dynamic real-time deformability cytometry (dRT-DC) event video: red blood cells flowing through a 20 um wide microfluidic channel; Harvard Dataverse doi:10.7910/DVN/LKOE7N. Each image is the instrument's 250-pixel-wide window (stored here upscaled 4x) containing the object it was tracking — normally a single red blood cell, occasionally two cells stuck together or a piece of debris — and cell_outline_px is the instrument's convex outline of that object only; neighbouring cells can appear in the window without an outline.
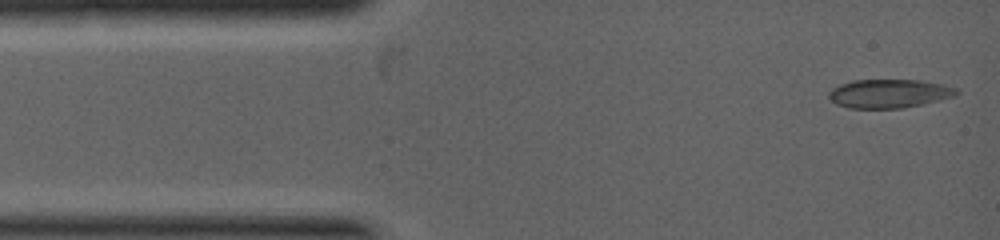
{"species": "common noctule bat (a hibernating species)", "species_latin": "Nyctalus noctula", "temperature_condition": "warm", "stored_images_in_passage": 7, "camera_frame_rate_fps": 5000, "um_per_image_px": 0.085, "animal": {"sex": "female", "body_mass_g": 19.0, "forearm_length_mm": 53.3}, "frame": {"image": 1, "passage_image": 1, "time_ms": 0.0, "image_size_px": [1000, 240], "cell_outline_px": [[960, 92], [956, 96], [940, 100], [904, 108], [848, 108], [836, 104], [828, 96], [828, 92], [832, 88], [840, 84], [852, 80], [920, 80], [944, 84], [956, 88]], "centroid_in_image_um": [75.59, 7.95], "position_along_channel_um": 9.4, "area_um2": 21.5}}
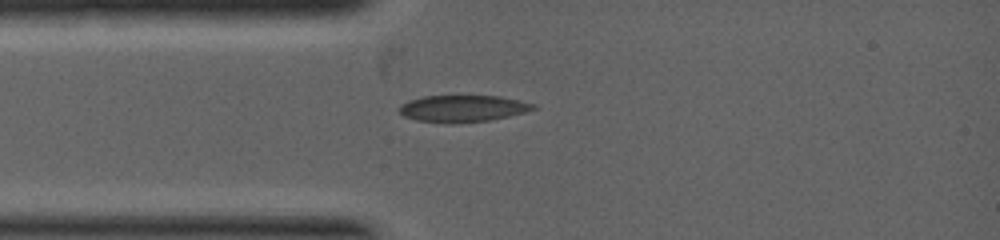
{"frame": {"image": 2, "passage_image": 4, "time_ms": 1.4, "image_size_px": [1000, 240], "cell_outline_px": [[536, 108], [524, 112], [508, 116], [488, 120], [452, 124], [416, 120], [404, 116], [396, 108], [400, 104], [408, 100], [424, 96], [500, 96], [520, 100], [536, 104]], "centroid_in_image_um": [39.29, 9.22], "position_along_channel_um": 45.7, "area_um2": 20.98}}
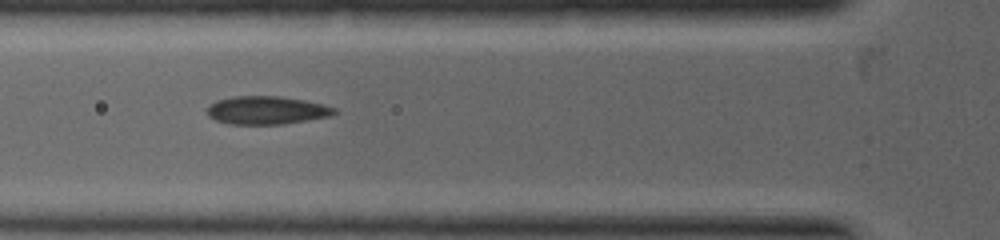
{"frame": {"image": 3, "passage_image": 6, "time_ms": 2.2, "image_size_px": [1000, 240], "cell_outline_px": [[340, 112], [332, 116], [280, 124], [228, 124], [216, 120], [208, 116], [208, 104], [216, 100], [232, 96], [280, 96], [304, 100], [336, 108]], "centroid_in_image_um": [22.66, 9.36], "position_along_channel_um": 103.1, "area_um2": 20.92}}